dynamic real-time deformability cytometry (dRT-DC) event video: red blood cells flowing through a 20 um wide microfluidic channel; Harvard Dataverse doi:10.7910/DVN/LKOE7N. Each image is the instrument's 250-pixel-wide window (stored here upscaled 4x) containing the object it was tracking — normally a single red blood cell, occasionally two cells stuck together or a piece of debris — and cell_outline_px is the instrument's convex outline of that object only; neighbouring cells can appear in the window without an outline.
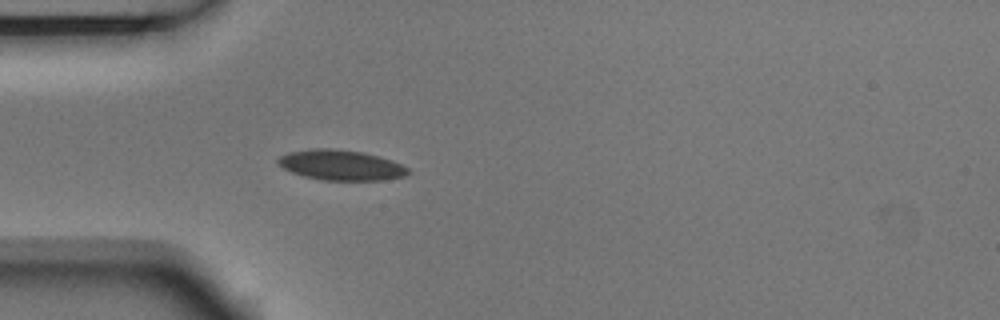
{"species": "Egyptian fruit bat (a non-hibernating species)", "species_latin": "Rousettus aegyptiacus", "temperature_condition": "room temperature", "stored_images_in_passage": 4, "camera_frame_rate_fps": 3000, "um_per_image_px": 0.085, "animal": {"sex": "male"}, "frame": {"image": 1, "passage_image": 4, "time_ms": 1.0, "image_size_px": [1000, 320], "cell_outline_px": [[412, 172], [404, 176], [384, 180], [320, 180], [304, 176], [292, 172], [284, 168], [276, 160], [280, 156], [288, 152], [316, 148], [328, 148], [360, 152], [380, 156], [392, 160], [408, 168]], "centroid_in_image_um": [29.0, 14.04], "position_along_channel_um": 56.0, "area_um2": 22.83}}